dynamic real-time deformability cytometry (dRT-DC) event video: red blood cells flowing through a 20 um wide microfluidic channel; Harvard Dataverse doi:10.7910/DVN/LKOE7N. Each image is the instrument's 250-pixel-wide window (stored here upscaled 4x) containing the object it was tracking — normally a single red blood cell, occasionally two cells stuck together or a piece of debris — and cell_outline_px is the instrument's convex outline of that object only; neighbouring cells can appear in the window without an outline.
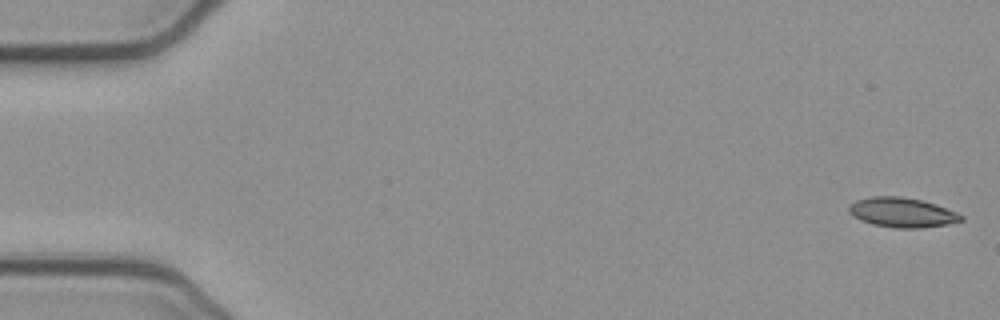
{"species": "common noctule bat (a hibernating species)", "species_latin": "Nyctalus noctula", "temperature_condition": "cold", "stored_images_in_passage": 52, "camera_frame_rate_fps": 3000, "um_per_image_px": 0.085, "animal": {"sex": "female", "body_mass_g": 21.9}, "frame": {"image": 1, "passage_image": 1, "time_ms": 0.0, "image_size_px": [1000, 320], "cell_outline_px": [[964, 220], [948, 224], [920, 228], [896, 228], [872, 224], [860, 220], [852, 216], [848, 212], [848, 208], [856, 200], [872, 196], [900, 196], [920, 200], [936, 204], [956, 212], [964, 216]], "centroid_in_image_um": [76.67, 18.06], "position_along_channel_um": 8.3, "area_um2": 19.42}}
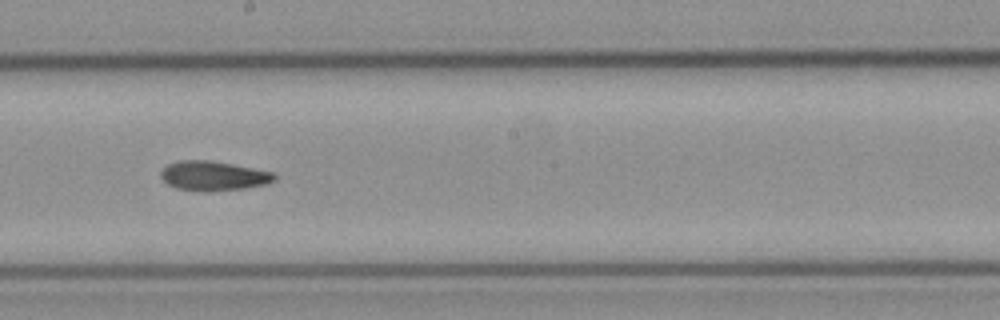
{"frame": {"image": 2, "passage_image": 29, "time_ms": 9.333, "image_size_px": [1000, 320], "cell_outline_px": [[276, 180], [268, 184], [244, 188], [208, 192], [200, 192], [176, 188], [168, 184], [160, 176], [160, 172], [168, 164], [180, 160], [208, 160], [232, 164], [272, 172], [276, 176]], "centroid_in_image_um": [18.13, 14.96], "position_along_channel_um": 230.1, "area_um2": 19.59}}
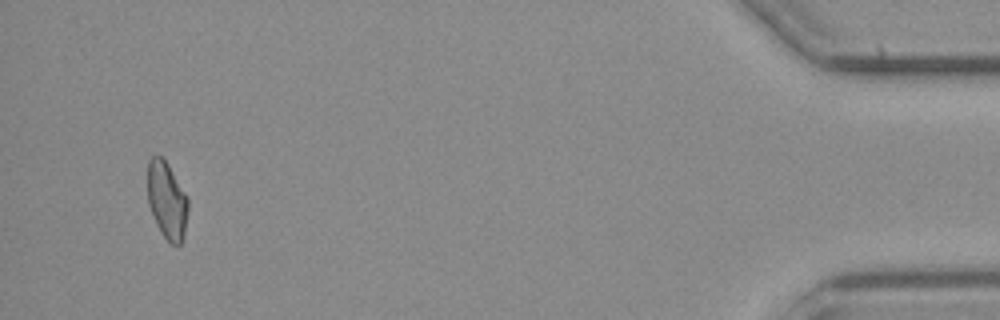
{"frame": {"image": 3, "passage_image": 50, "time_ms": 16.333, "image_size_px": [1000, 320], "cell_outline_px": [[188, 208], [184, 236], [180, 244], [172, 244], [160, 232], [156, 224], [148, 204], [148, 160], [152, 156], [160, 156], [168, 164], [188, 196]], "centroid_in_image_um": [14.19, 17.02], "position_along_channel_um": 421.0, "area_um2": 18.21}, "authors_computed_cell_mechanics": {"area_um2": 19.1607, "velocity_mm_per_s": 3.9041, "shape_relaxation_time_tau1_ms": null, "shape_relaxation_time_tau2_ms": 9.2786, "deformation_change_tau1": null, "deformation_change_tau2": 0.1791}}